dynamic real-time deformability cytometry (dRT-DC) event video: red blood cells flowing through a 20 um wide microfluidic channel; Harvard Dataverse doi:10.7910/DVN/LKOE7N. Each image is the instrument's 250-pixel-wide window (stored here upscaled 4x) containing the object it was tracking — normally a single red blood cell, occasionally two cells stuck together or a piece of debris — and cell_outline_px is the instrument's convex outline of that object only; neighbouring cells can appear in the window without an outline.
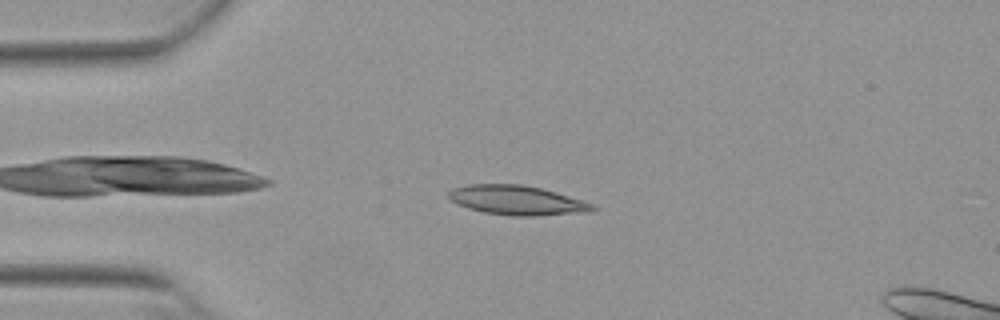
{"species": "Egyptian fruit bat (a non-hibernating species)", "species_latin": "Rousettus aegyptiacus", "temperature_condition": "warm", "stored_images_in_passage": 41, "camera_frame_rate_fps": 3000, "um_per_image_px": 0.085, "animal": {"sex": "female"}, "frame": {"image": 1, "passage_image": 1, "time_ms": 0.0, "image_size_px": [1000, 320], "cell_outline_px": [[596, 208], [588, 212], [536, 216], [512, 216], [484, 212], [468, 208], [452, 200], [448, 196], [448, 192], [452, 188], [468, 184], [520, 184], [540, 188], [556, 192], [592, 204]], "centroid_in_image_um": [43.91, 17.02], "position_along_channel_um": 41.1, "area_um2": 24.45}}
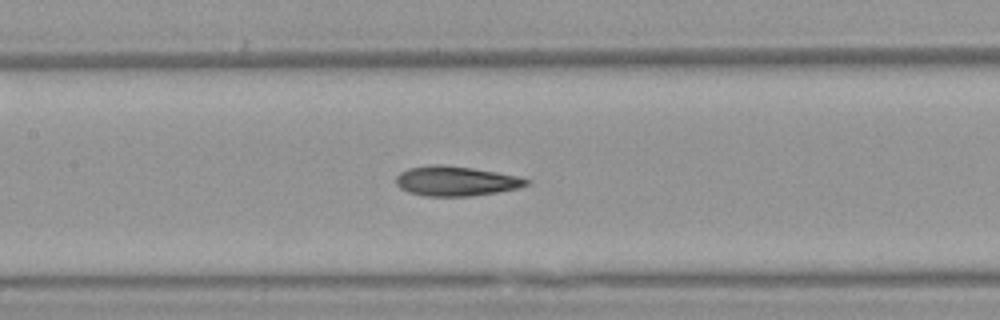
{"frame": {"image": 2, "passage_image": 13, "time_ms": 4.0, "image_size_px": [1000, 320], "cell_outline_px": [[532, 180], [528, 184], [516, 188], [496, 192], [472, 196], [424, 196], [408, 192], [400, 188], [396, 184], [396, 176], [400, 172], [408, 168], [432, 164], [440, 164], [472, 168], [496, 172], [516, 176]], "centroid_in_image_um": [38.71, 15.39], "position_along_channel_um": 168.7, "area_um2": 22.54}}
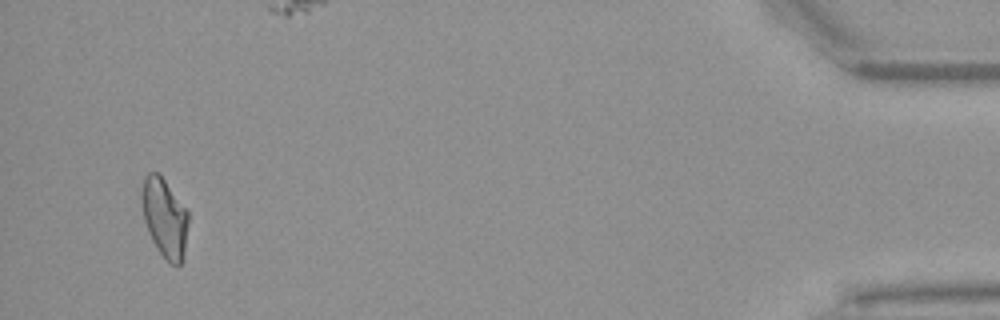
{"frame": {"image": 3, "passage_image": 39, "time_ms": 12.667, "image_size_px": [1000, 320], "cell_outline_px": [[188, 224], [184, 252], [180, 264], [176, 268], [160, 252], [152, 240], [148, 232], [144, 220], [140, 196], [140, 192], [144, 176], [148, 172], [156, 172], [164, 180], [188, 212]], "centroid_in_image_um": [13.96, 18.49], "position_along_channel_um": 421.2, "area_um2": 21.21}, "authors_computed_cell_mechanics": {"area_um2": 22.0218, "velocity_mm_per_s": 3.8359, "shape_relaxation_time_tau1_ms": null, "shape_relaxation_time_tau2_ms": 4.4402, "deformation_change_tau1": null, "deformation_change_tau2": 0.1008}}